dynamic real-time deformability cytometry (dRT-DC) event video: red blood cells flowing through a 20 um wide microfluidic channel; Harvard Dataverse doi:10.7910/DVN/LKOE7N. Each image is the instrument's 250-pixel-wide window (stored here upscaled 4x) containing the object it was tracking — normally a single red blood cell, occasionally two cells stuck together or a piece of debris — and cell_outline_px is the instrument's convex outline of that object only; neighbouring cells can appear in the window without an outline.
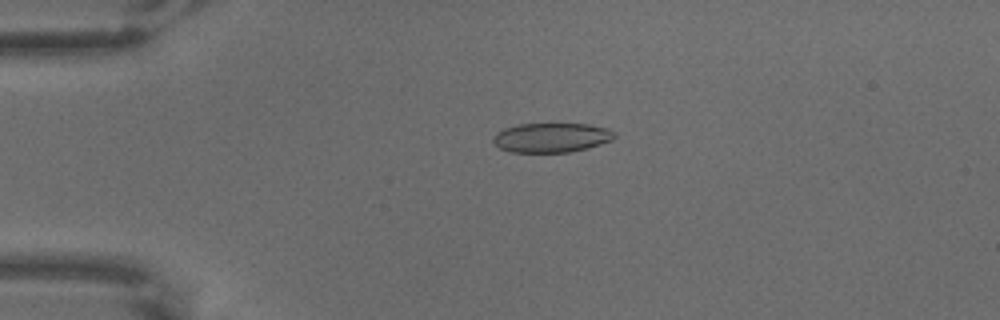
{"species": "common noctule bat (a hibernating species)", "species_latin": "Nyctalus noctula", "temperature_condition": "warm", "stored_images_in_passage": 6, "camera_frame_rate_fps": 3000, "um_per_image_px": 0.085, "animal": {"sex": "male", "body_mass_g": 18.8}, "frame": {"image": 1, "passage_image": 5, "time_ms": 1.333, "image_size_px": [1000, 320], "cell_outline_px": [[616, 136], [612, 140], [588, 148], [568, 152], [512, 152], [500, 148], [492, 140], [492, 136], [496, 132], [504, 128], [516, 124], [588, 124], [608, 128], [616, 132]], "centroid_in_image_um": [46.88, 11.69], "position_along_channel_um": 38.1, "area_um2": 20.92}}